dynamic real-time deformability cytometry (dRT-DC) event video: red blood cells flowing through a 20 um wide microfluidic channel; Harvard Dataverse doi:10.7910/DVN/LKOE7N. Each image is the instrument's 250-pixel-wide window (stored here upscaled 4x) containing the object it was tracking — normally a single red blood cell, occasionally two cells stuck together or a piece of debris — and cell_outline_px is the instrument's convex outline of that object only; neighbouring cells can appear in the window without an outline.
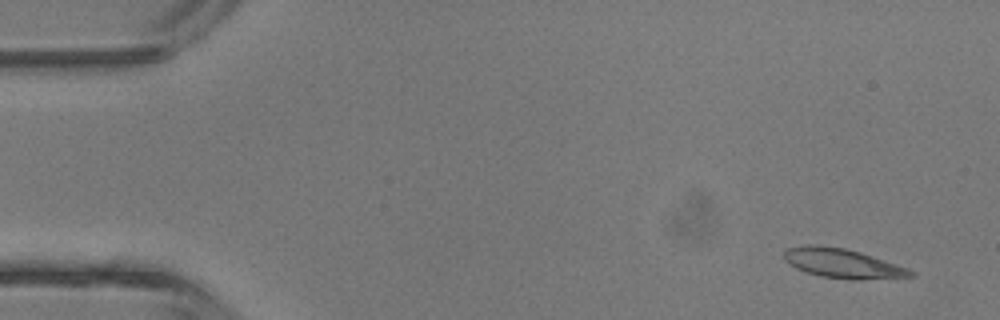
{"species": "common noctule bat (a hibernating species)", "species_latin": "Nyctalus noctula", "temperature_condition": "room temperature", "stored_images_in_passage": 4, "camera_frame_rate_fps": 3000, "um_per_image_px": 0.085, "animal": {"sex": "male", "body_mass_g": 13.3}, "frame": {"image": 1, "passage_image": 1, "time_ms": 0.0, "image_size_px": [1000, 320], "cell_outline_px": [[916, 276], [860, 280], [852, 280], [820, 276], [804, 272], [796, 268], [784, 260], [784, 252], [788, 248], [808, 244], [816, 244], [844, 248], [860, 252], [908, 268], [916, 272]], "centroid_in_image_um": [71.62, 22.39], "position_along_channel_um": 13.4, "area_um2": 21.79}}
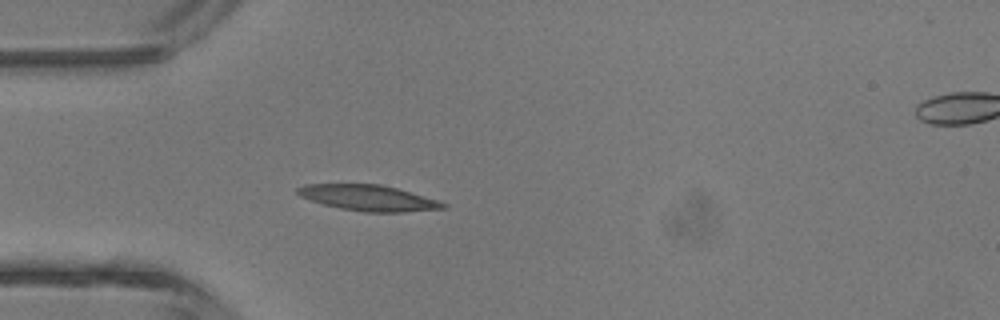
{"frame": {"image": 2, "passage_image": 3, "time_ms": 3.333, "image_size_px": [1000, 320], "cell_outline_px": [[448, 208], [404, 212], [364, 212], [340, 208], [324, 204], [300, 196], [296, 192], [296, 188], [304, 184], [380, 184], [396, 188], [436, 200], [448, 204]], "centroid_in_image_um": [31.31, 16.82], "position_along_channel_um": 53.7, "area_um2": 21.68}}